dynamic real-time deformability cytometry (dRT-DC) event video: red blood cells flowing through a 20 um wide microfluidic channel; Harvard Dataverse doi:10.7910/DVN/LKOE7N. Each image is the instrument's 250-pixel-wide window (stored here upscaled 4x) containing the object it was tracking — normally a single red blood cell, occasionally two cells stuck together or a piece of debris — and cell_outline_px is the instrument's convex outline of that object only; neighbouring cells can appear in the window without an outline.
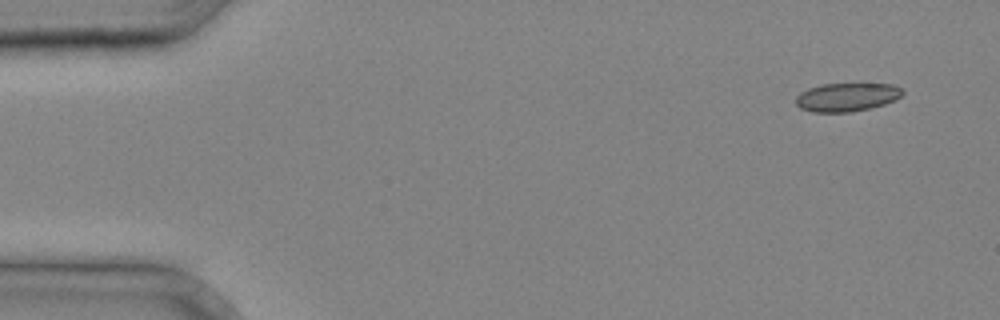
{"species": "common noctule bat (a hibernating species)", "species_latin": "Nyctalus noctula", "temperature_condition": "cold", "stored_images_in_passage": 13, "camera_frame_rate_fps": 3000, "um_per_image_px": 0.085, "animal": {"sex": "male", "body_mass_g": 20.4}, "frame": {"image": 1, "passage_image": 1, "time_ms": 0.0, "image_size_px": [1000, 320], "cell_outline_px": [[904, 92], [900, 96], [884, 104], [872, 108], [852, 112], [812, 112], [800, 108], [796, 104], [796, 96], [800, 92], [808, 88], [820, 84], [892, 84], [900, 88]], "centroid_in_image_um": [71.93, 8.26], "position_along_channel_um": 13.1, "area_um2": 17.69}}
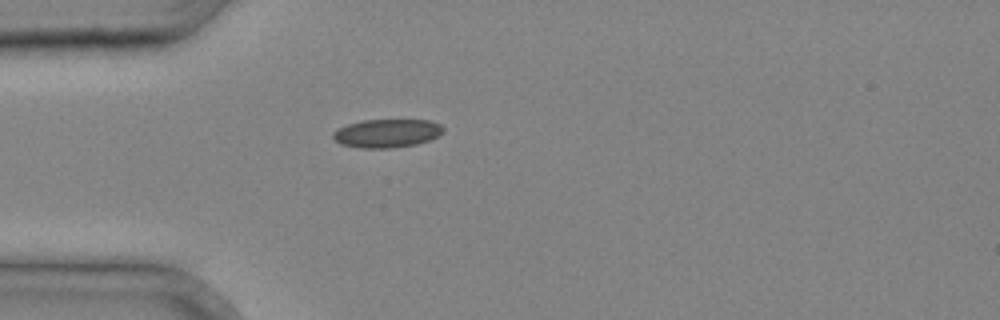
{"frame": {"image": 2, "passage_image": 9, "time_ms": 2.667, "image_size_px": [1000, 320], "cell_outline_px": [[444, 132], [428, 140], [416, 144], [392, 148], [360, 148], [340, 144], [332, 136], [332, 132], [348, 124], [364, 120], [432, 120], [440, 124], [444, 128]], "centroid_in_image_um": [32.9, 11.33], "position_along_channel_um": 52.1, "area_um2": 18.21}}